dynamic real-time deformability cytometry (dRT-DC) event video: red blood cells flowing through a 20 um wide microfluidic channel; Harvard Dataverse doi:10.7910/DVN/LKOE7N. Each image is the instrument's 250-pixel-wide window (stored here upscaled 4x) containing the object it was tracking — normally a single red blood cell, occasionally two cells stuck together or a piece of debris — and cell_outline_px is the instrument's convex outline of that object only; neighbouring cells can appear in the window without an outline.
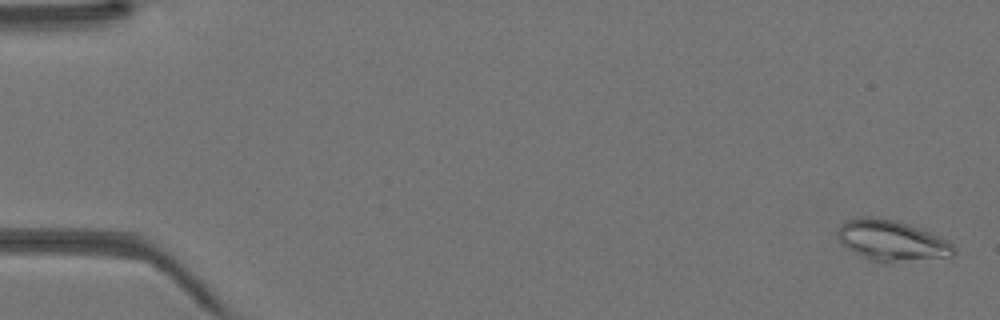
{"species": "Egyptian fruit bat (a non-hibernating species)", "species_latin": "Rousettus aegyptiacus", "temperature_condition": "warm", "stored_images_in_passage": 45, "camera_frame_rate_fps": 3000, "um_per_image_px": 0.085, "animal": {"sex": "female"}, "frame": {"image": 1, "passage_image": 2, "time_ms": 0.333, "image_size_px": [1000, 320], "cell_outline_px": [[956, 252], [952, 256], [888, 264], [884, 264], [860, 256], [840, 244], [836, 236], [836, 228], [844, 220], [864, 216], [872, 216], [896, 220], [920, 228], [940, 236], [948, 240], [956, 248]], "centroid_in_image_um": [75.75, 20.46], "position_along_channel_um": 9.2, "area_um2": 28.38}}
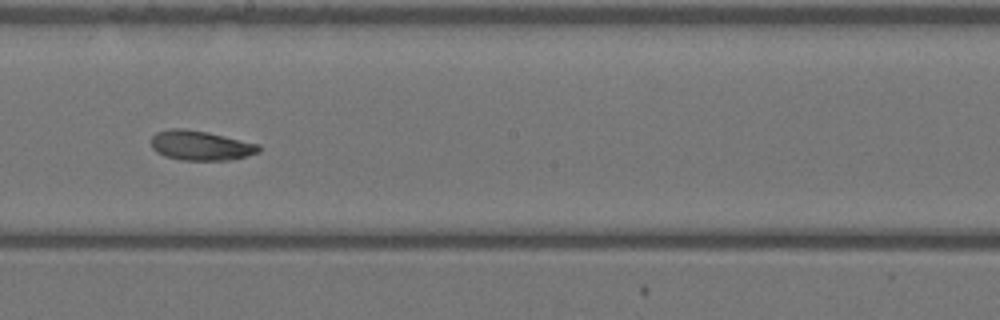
{"frame": {"image": 2, "passage_image": 26, "time_ms": 8.333, "image_size_px": [1000, 320], "cell_outline_px": [[260, 152], [228, 160], [180, 160], [164, 156], [156, 152], [152, 148], [152, 136], [156, 132], [172, 128], [184, 128], [208, 132], [260, 144]], "centroid_in_image_um": [17.04, 12.36], "position_along_channel_um": 231.2, "area_um2": 18.67}}
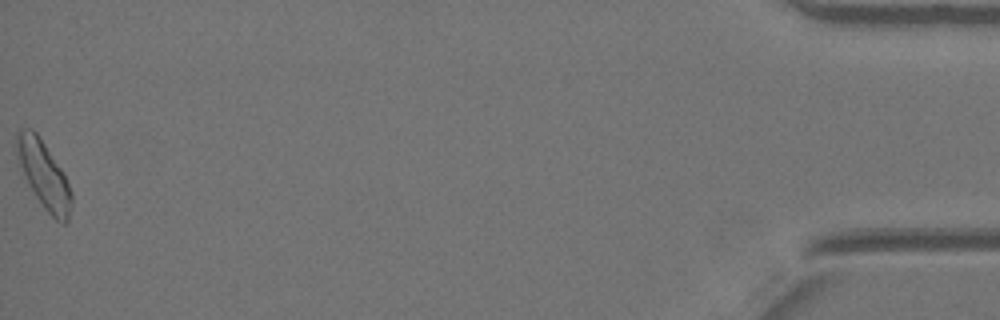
{"frame": {"image": 3, "passage_image": 45, "time_ms": 14.667, "image_size_px": [1000, 320], "cell_outline_px": [[72, 204], [68, 220], [64, 224], [56, 220], [44, 208], [36, 196], [20, 164], [16, 152], [16, 132], [20, 128], [32, 128], [36, 132], [64, 172], [72, 192]], "centroid_in_image_um": [3.75, 14.84], "position_along_channel_um": 431.4, "area_um2": 21.1}}